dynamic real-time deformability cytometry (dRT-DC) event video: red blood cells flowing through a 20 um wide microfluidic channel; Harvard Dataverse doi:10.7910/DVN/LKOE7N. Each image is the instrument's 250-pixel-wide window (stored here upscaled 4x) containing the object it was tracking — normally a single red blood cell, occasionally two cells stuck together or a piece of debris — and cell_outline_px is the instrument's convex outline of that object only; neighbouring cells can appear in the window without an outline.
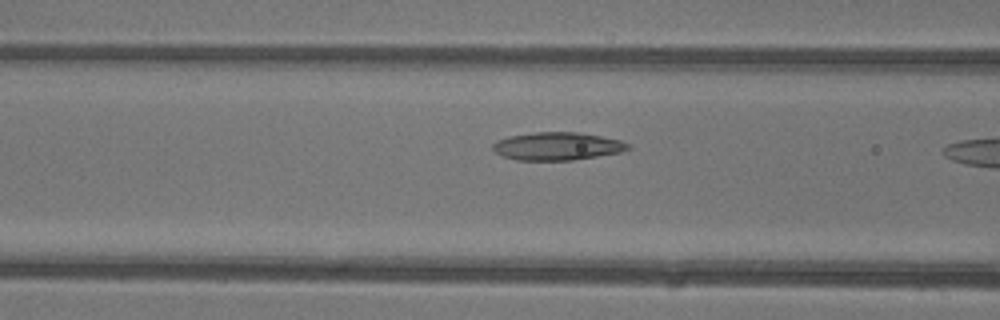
{"species": "common noctule bat (a hibernating species)", "species_latin": "Nyctalus noctula", "temperature_condition": "warm", "stored_images_in_passage": 8, "camera_frame_rate_fps": 3000, "um_per_image_px": 0.085, "animal": {"sex": "female"}, "frame": {"image": 1, "passage_image": 6, "time_ms": 1.667, "image_size_px": [1000, 320], "cell_outline_px": [[632, 148], [620, 152], [572, 160], [516, 160], [504, 156], [496, 152], [492, 148], [492, 144], [496, 140], [508, 136], [536, 132], [576, 132], [600, 136], [620, 140], [632, 144]], "centroid_in_image_um": [47.37, 12.42], "position_along_channel_um": 119.2, "area_um2": 21.96}}